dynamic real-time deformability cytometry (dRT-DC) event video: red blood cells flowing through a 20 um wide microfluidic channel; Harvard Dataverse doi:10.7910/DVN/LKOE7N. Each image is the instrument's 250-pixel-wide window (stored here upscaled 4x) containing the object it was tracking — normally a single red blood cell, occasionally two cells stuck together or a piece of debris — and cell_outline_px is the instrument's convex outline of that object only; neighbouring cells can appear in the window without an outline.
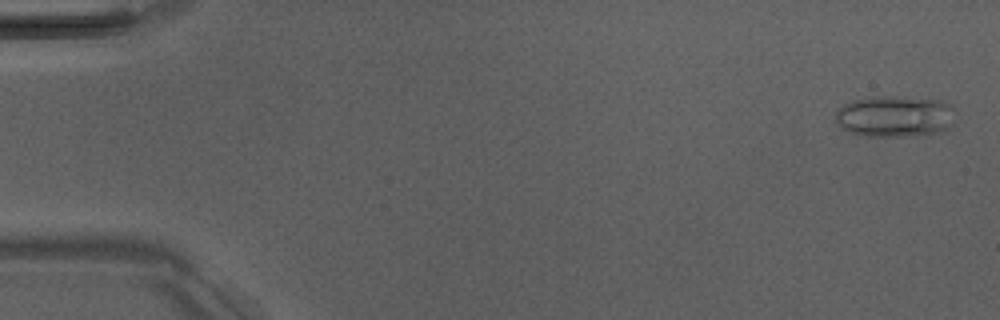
{"species": "Egyptian fruit bat (a non-hibernating species)", "species_latin": "Rousettus aegyptiacus", "temperature_condition": "room temperature", "stored_images_in_passage": 5, "camera_frame_rate_fps": 3000, "um_per_image_px": 0.085, "animal": {"sex": "male"}, "frame": {"image": 1, "passage_image": 1, "time_ms": 0.0, "image_size_px": [1000, 320], "cell_outline_px": [[952, 124], [944, 132], [916, 136], [868, 136], [852, 132], [836, 124], [836, 112], [844, 104], [852, 100], [880, 96], [896, 96], [944, 100], [952, 104]], "centroid_in_image_um": [76.1, 9.88], "position_along_channel_um": 8.9, "area_um2": 29.02}}